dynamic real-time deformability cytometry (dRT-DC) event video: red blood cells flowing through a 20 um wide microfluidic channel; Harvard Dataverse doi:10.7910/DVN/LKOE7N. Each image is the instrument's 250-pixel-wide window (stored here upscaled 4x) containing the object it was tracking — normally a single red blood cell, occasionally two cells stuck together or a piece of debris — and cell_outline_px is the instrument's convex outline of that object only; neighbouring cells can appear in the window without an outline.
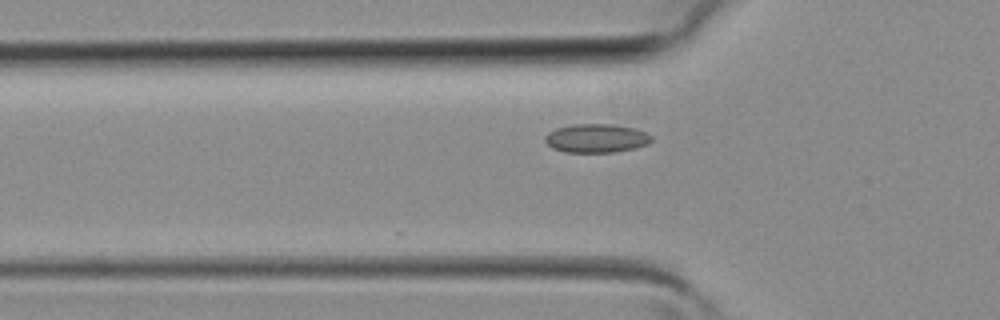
{"species": "common noctule bat (a hibernating species)", "species_latin": "Nyctalus noctula", "temperature_condition": "room temperature", "stored_images_in_passage": 26, "camera_frame_rate_fps": 3000, "um_per_image_px": 0.085, "animal": {"sex": "female", "body_mass_g": 19.3, "forearm_length_mm": 54.1}, "frame": {"image": 1, "passage_image": 2, "time_ms": 0.333, "image_size_px": [1000, 320], "cell_outline_px": [[652, 140], [648, 144], [636, 148], [612, 152], [564, 152], [552, 148], [544, 140], [544, 136], [548, 132], [556, 128], [572, 124], [612, 124], [632, 128], [644, 132], [652, 136]], "centroid_in_image_um": [50.66, 11.75], "position_along_channel_um": 75.1, "area_um2": 17.8}}
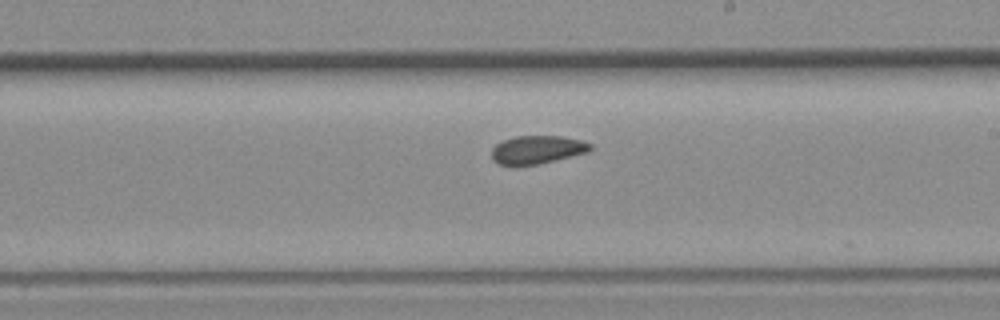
{"frame": {"image": 2, "passage_image": 12, "time_ms": 3.667, "image_size_px": [1000, 320], "cell_outline_px": [[592, 148], [588, 152], [536, 164], [500, 164], [492, 160], [492, 148], [496, 144], [504, 140], [516, 136], [560, 136], [580, 140], [592, 144]], "centroid_in_image_um": [45.66, 12.7], "position_along_channel_um": 243.3, "area_um2": 15.84}}
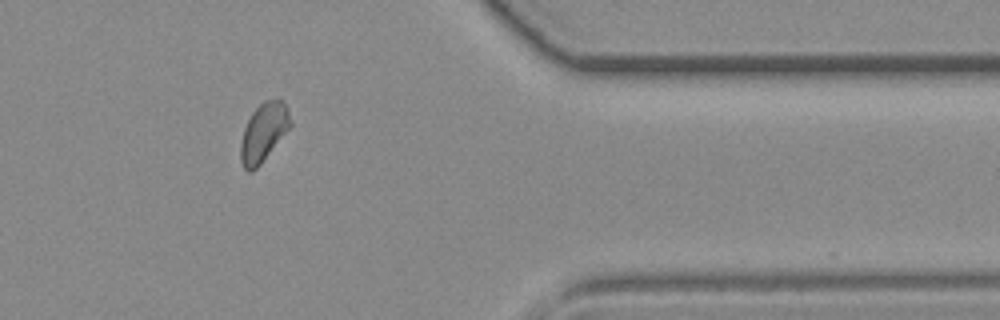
{"frame": {"image": 3, "passage_image": 22, "time_ms": 7.0, "image_size_px": [1000, 320], "cell_outline_px": [[292, 124], [260, 164], [252, 172], [248, 172], [244, 168], [240, 160], [240, 144], [244, 128], [252, 112], [264, 100], [280, 100], [288, 108]], "centroid_in_image_um": [22.38, 11.26], "position_along_channel_um": 389.0, "area_um2": 16.65}}